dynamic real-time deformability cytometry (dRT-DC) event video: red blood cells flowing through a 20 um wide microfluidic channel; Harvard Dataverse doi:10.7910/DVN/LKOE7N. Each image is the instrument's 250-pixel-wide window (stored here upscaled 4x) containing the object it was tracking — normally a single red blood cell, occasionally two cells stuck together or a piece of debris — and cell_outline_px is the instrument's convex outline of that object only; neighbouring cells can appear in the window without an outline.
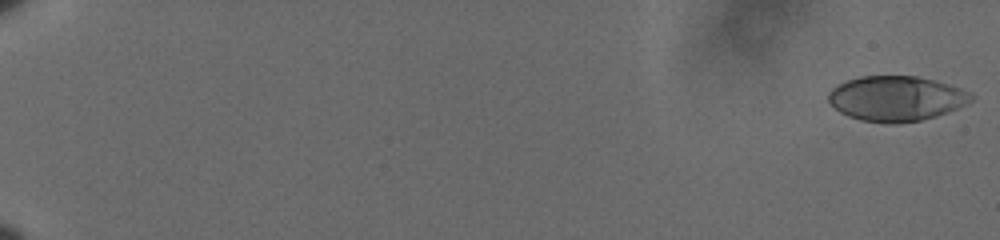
{"species": "human", "species_latin": "Homo sapiens", "temperature_condition": "cold", "stored_images_in_passage": 61, "camera_frame_rate_fps": 3000, "um_per_image_px": 0.085, "donor": {"sex": "male"}, "frame": {"image": 1, "passage_image": 1, "time_ms": 0.0, "image_size_px": [1000, 240], "cell_outline_px": [[976, 96], [972, 100], [948, 112], [936, 116], [920, 120], [896, 124], [888, 124], [860, 120], [848, 116], [840, 112], [828, 100], [828, 92], [836, 84], [860, 76], [916, 76], [936, 80], [972, 92]], "centroid_in_image_um": [76.18, 8.37], "position_along_channel_um": 8.8, "area_um2": 37.69}}
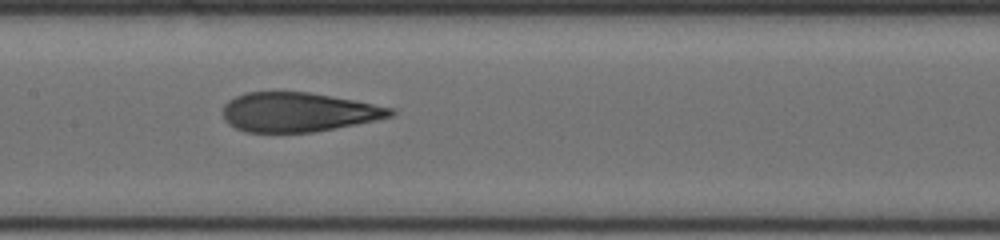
{"frame": {"image": 2, "passage_image": 34, "time_ms": 11.0, "image_size_px": [1000, 240], "cell_outline_px": [[396, 112], [392, 116], [356, 124], [312, 132], [244, 132], [228, 124], [224, 120], [224, 104], [228, 100], [236, 96], [248, 92], [308, 92], [332, 96], [396, 108]], "centroid_in_image_um": [25.35, 9.53], "position_along_channel_um": 182.1, "area_um2": 38.26}}
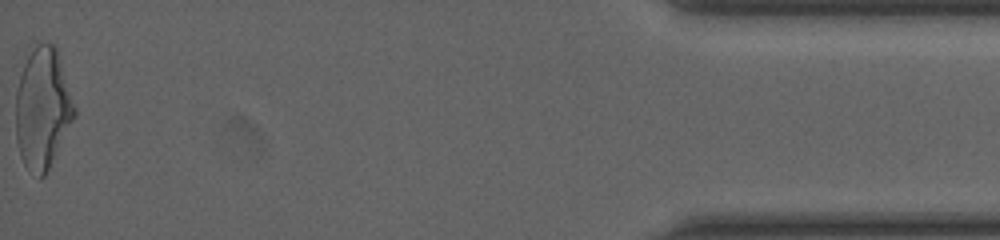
{"frame": {"image": 3, "passage_image": 61, "time_ms": 20.0, "image_size_px": [1000, 240], "cell_outline_px": [[76, 116], [44, 176], [40, 180], [24, 164], [20, 156], [16, 140], [16, 88], [24, 64], [28, 56], [36, 44], [52, 44], [56, 48], [76, 108]], "centroid_in_image_um": [3.62, 9.25], "position_along_channel_um": 431.6, "area_um2": 40.98}, "authors_computed_cell_mechanics": {"area_um2": 39.1306, "velocity_mm_per_s": 3.6171, "shape_relaxation_time_tau1_ms": 6.9202, "shape_relaxation_time_tau2_ms": 1.3178, "deformation_change_tau1": 0.2248, "deformation_change_tau2": 0.1073}}